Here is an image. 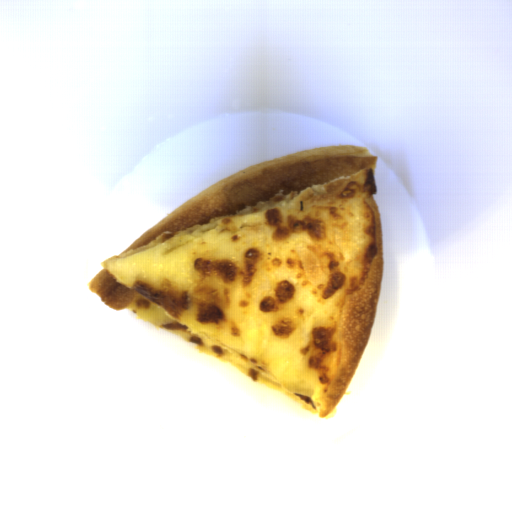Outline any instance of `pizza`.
Instances as JSON below:
<instances>
[{"mask_svg":"<svg viewBox=\"0 0 512 512\" xmlns=\"http://www.w3.org/2000/svg\"><path fill=\"white\" fill-rule=\"evenodd\" d=\"M378 159L351 144L250 165L101 262L87 286L325 419L380 302Z\"/></svg>","mask_w":512,"mask_h":512,"instance_id":"1","label":"pizza"}]
</instances>
